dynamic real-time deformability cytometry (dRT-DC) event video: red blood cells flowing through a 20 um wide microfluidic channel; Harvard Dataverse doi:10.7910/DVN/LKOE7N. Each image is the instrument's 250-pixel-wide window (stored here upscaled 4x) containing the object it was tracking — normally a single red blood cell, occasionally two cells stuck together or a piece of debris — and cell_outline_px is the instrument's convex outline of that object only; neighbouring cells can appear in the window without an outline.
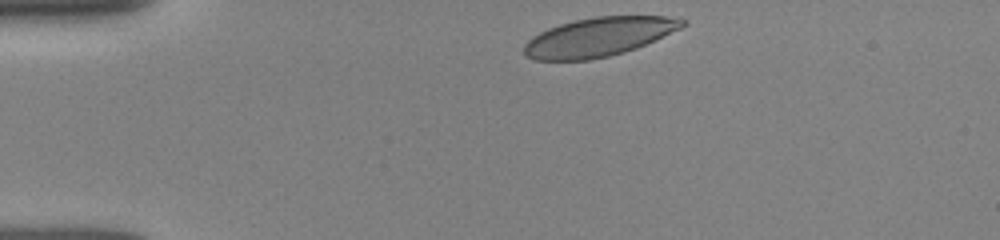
{"species": "human", "species_latin": "Homo sapiens", "temperature_condition": "room temperature", "stored_images_in_passage": 37, "camera_frame_rate_fps": 3000, "um_per_image_px": 0.085, "donor": {"sex": "female"}, "frame": {"image": 1, "passage_image": 1, "time_ms": 0.0, "image_size_px": [1000, 240], "cell_outline_px": [[688, 24], [680, 28], [636, 48], [624, 52], [608, 56], [588, 60], [536, 60], [524, 56], [524, 44], [532, 36], [548, 28], [560, 24], [576, 20], [596, 16], [664, 16], [688, 20]], "centroid_in_image_um": [50.87, 3.14], "position_along_channel_um": 34.1, "area_um2": 35.72}}
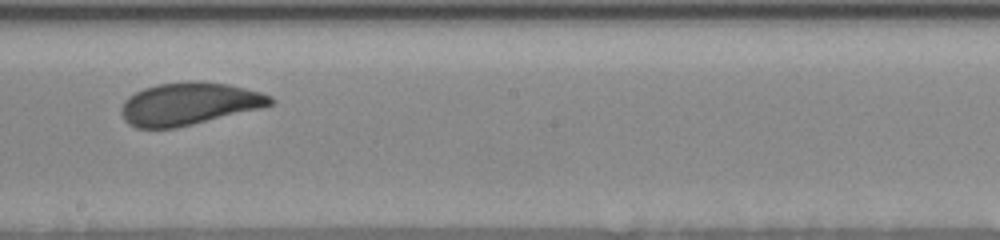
{"frame": {"image": 2, "passage_image": 20, "time_ms": 6.333, "image_size_px": [1000, 240], "cell_outline_px": [[276, 100], [272, 104], [264, 108], [176, 128], [136, 128], [128, 124], [124, 120], [120, 112], [120, 108], [124, 100], [128, 96], [144, 88], [156, 84], [192, 80], [228, 84], [260, 92], [272, 96]], "centroid_in_image_um": [16.06, 8.82], "position_along_channel_um": 232.1, "area_um2": 37.34}}
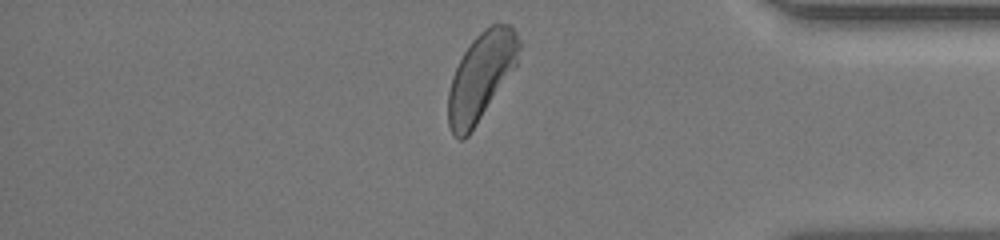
{"frame": {"image": 3, "passage_image": 34, "time_ms": 11.0, "image_size_px": [1000, 240], "cell_outline_px": [[520, 48], [516, 64], [468, 136], [464, 140], [460, 140], [452, 136], [448, 124], [448, 92], [452, 76], [464, 52], [472, 40], [484, 28], [492, 24], [512, 24], [520, 40]], "centroid_in_image_um": [40.86, 6.49], "position_along_channel_um": 394.3, "area_um2": 35.66}, "authors_computed_cell_mechanics": {"area_um2": 36.992, "velocity_mm_per_s": 3.9123, "shape_relaxation_time_tau1_ms": 2.2501, "shape_relaxation_time_tau2_ms": 0.8262, "deformation_change_tau1": 0.1025, "deformation_change_tau2": 0.0483}}